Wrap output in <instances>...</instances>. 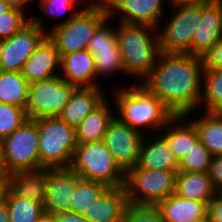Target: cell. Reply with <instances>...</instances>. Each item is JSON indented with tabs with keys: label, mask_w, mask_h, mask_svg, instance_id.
Wrapping results in <instances>:
<instances>
[{
	"label": "cell",
	"mask_w": 222,
	"mask_h": 222,
	"mask_svg": "<svg viewBox=\"0 0 222 222\" xmlns=\"http://www.w3.org/2000/svg\"><path fill=\"white\" fill-rule=\"evenodd\" d=\"M142 83L175 115L188 117L201 106L202 58L191 54L164 53Z\"/></svg>",
	"instance_id": "obj_1"
},
{
	"label": "cell",
	"mask_w": 222,
	"mask_h": 222,
	"mask_svg": "<svg viewBox=\"0 0 222 222\" xmlns=\"http://www.w3.org/2000/svg\"><path fill=\"white\" fill-rule=\"evenodd\" d=\"M119 24L115 33L125 73L145 80L161 54L159 36L154 38L149 34L157 28L145 24Z\"/></svg>",
	"instance_id": "obj_2"
},
{
	"label": "cell",
	"mask_w": 222,
	"mask_h": 222,
	"mask_svg": "<svg viewBox=\"0 0 222 222\" xmlns=\"http://www.w3.org/2000/svg\"><path fill=\"white\" fill-rule=\"evenodd\" d=\"M118 117L133 129L143 132L140 128L168 127L167 123L175 116L146 86L138 84L116 93ZM162 126V127H161Z\"/></svg>",
	"instance_id": "obj_3"
},
{
	"label": "cell",
	"mask_w": 222,
	"mask_h": 222,
	"mask_svg": "<svg viewBox=\"0 0 222 222\" xmlns=\"http://www.w3.org/2000/svg\"><path fill=\"white\" fill-rule=\"evenodd\" d=\"M108 18L105 4L91 3L54 26L47 35L55 43L61 58L70 52L86 50L96 29Z\"/></svg>",
	"instance_id": "obj_4"
},
{
	"label": "cell",
	"mask_w": 222,
	"mask_h": 222,
	"mask_svg": "<svg viewBox=\"0 0 222 222\" xmlns=\"http://www.w3.org/2000/svg\"><path fill=\"white\" fill-rule=\"evenodd\" d=\"M33 120L39 133L40 169L69 168L78 145L76 129L60 117Z\"/></svg>",
	"instance_id": "obj_5"
},
{
	"label": "cell",
	"mask_w": 222,
	"mask_h": 222,
	"mask_svg": "<svg viewBox=\"0 0 222 222\" xmlns=\"http://www.w3.org/2000/svg\"><path fill=\"white\" fill-rule=\"evenodd\" d=\"M70 168L82 179L99 182L109 188L125 184V172L118 166L103 140L78 144Z\"/></svg>",
	"instance_id": "obj_6"
},
{
	"label": "cell",
	"mask_w": 222,
	"mask_h": 222,
	"mask_svg": "<svg viewBox=\"0 0 222 222\" xmlns=\"http://www.w3.org/2000/svg\"><path fill=\"white\" fill-rule=\"evenodd\" d=\"M178 171L162 169L130 168L125 173L124 188L128 203L136 206L156 207L176 190Z\"/></svg>",
	"instance_id": "obj_7"
},
{
	"label": "cell",
	"mask_w": 222,
	"mask_h": 222,
	"mask_svg": "<svg viewBox=\"0 0 222 222\" xmlns=\"http://www.w3.org/2000/svg\"><path fill=\"white\" fill-rule=\"evenodd\" d=\"M39 133L33 119H27L0 142V159L6 174L40 170Z\"/></svg>",
	"instance_id": "obj_8"
},
{
	"label": "cell",
	"mask_w": 222,
	"mask_h": 222,
	"mask_svg": "<svg viewBox=\"0 0 222 222\" xmlns=\"http://www.w3.org/2000/svg\"><path fill=\"white\" fill-rule=\"evenodd\" d=\"M76 88L60 75L30 83L25 107L27 118L59 117Z\"/></svg>",
	"instance_id": "obj_9"
},
{
	"label": "cell",
	"mask_w": 222,
	"mask_h": 222,
	"mask_svg": "<svg viewBox=\"0 0 222 222\" xmlns=\"http://www.w3.org/2000/svg\"><path fill=\"white\" fill-rule=\"evenodd\" d=\"M177 11L160 32L161 52L192 55V40L201 20V4L173 5Z\"/></svg>",
	"instance_id": "obj_10"
},
{
	"label": "cell",
	"mask_w": 222,
	"mask_h": 222,
	"mask_svg": "<svg viewBox=\"0 0 222 222\" xmlns=\"http://www.w3.org/2000/svg\"><path fill=\"white\" fill-rule=\"evenodd\" d=\"M42 20L31 21L13 36L0 40V71L21 72L23 64L47 36Z\"/></svg>",
	"instance_id": "obj_11"
},
{
	"label": "cell",
	"mask_w": 222,
	"mask_h": 222,
	"mask_svg": "<svg viewBox=\"0 0 222 222\" xmlns=\"http://www.w3.org/2000/svg\"><path fill=\"white\" fill-rule=\"evenodd\" d=\"M143 136V133L122 122L117 116L108 125L103 142L125 173L139 162Z\"/></svg>",
	"instance_id": "obj_12"
},
{
	"label": "cell",
	"mask_w": 222,
	"mask_h": 222,
	"mask_svg": "<svg viewBox=\"0 0 222 222\" xmlns=\"http://www.w3.org/2000/svg\"><path fill=\"white\" fill-rule=\"evenodd\" d=\"M109 19L96 29L87 46V50L94 58L96 77L113 74L116 71L125 72L115 27L106 25Z\"/></svg>",
	"instance_id": "obj_13"
},
{
	"label": "cell",
	"mask_w": 222,
	"mask_h": 222,
	"mask_svg": "<svg viewBox=\"0 0 222 222\" xmlns=\"http://www.w3.org/2000/svg\"><path fill=\"white\" fill-rule=\"evenodd\" d=\"M81 177L69 168L46 169V201L44 213L52 215L58 211H69L73 192Z\"/></svg>",
	"instance_id": "obj_14"
},
{
	"label": "cell",
	"mask_w": 222,
	"mask_h": 222,
	"mask_svg": "<svg viewBox=\"0 0 222 222\" xmlns=\"http://www.w3.org/2000/svg\"><path fill=\"white\" fill-rule=\"evenodd\" d=\"M164 0H108L106 7L109 18L120 12V23L145 24L159 28L158 23L163 16ZM115 12V13H114Z\"/></svg>",
	"instance_id": "obj_15"
},
{
	"label": "cell",
	"mask_w": 222,
	"mask_h": 222,
	"mask_svg": "<svg viewBox=\"0 0 222 222\" xmlns=\"http://www.w3.org/2000/svg\"><path fill=\"white\" fill-rule=\"evenodd\" d=\"M222 39V0L201 4V20L192 40V55L202 56Z\"/></svg>",
	"instance_id": "obj_16"
},
{
	"label": "cell",
	"mask_w": 222,
	"mask_h": 222,
	"mask_svg": "<svg viewBox=\"0 0 222 222\" xmlns=\"http://www.w3.org/2000/svg\"><path fill=\"white\" fill-rule=\"evenodd\" d=\"M60 63L61 58L55 43L47 35L23 64L21 74L29 83L46 80L59 76V73L54 72L60 67Z\"/></svg>",
	"instance_id": "obj_17"
},
{
	"label": "cell",
	"mask_w": 222,
	"mask_h": 222,
	"mask_svg": "<svg viewBox=\"0 0 222 222\" xmlns=\"http://www.w3.org/2000/svg\"><path fill=\"white\" fill-rule=\"evenodd\" d=\"M60 67L64 71L61 77L77 88L99 87V84L93 81L96 76L94 58L87 49L62 56Z\"/></svg>",
	"instance_id": "obj_18"
},
{
	"label": "cell",
	"mask_w": 222,
	"mask_h": 222,
	"mask_svg": "<svg viewBox=\"0 0 222 222\" xmlns=\"http://www.w3.org/2000/svg\"><path fill=\"white\" fill-rule=\"evenodd\" d=\"M128 205L124 186L108 188L84 216L90 222H123Z\"/></svg>",
	"instance_id": "obj_19"
},
{
	"label": "cell",
	"mask_w": 222,
	"mask_h": 222,
	"mask_svg": "<svg viewBox=\"0 0 222 222\" xmlns=\"http://www.w3.org/2000/svg\"><path fill=\"white\" fill-rule=\"evenodd\" d=\"M106 99L100 87L76 88L59 117L76 128L81 121Z\"/></svg>",
	"instance_id": "obj_20"
},
{
	"label": "cell",
	"mask_w": 222,
	"mask_h": 222,
	"mask_svg": "<svg viewBox=\"0 0 222 222\" xmlns=\"http://www.w3.org/2000/svg\"><path fill=\"white\" fill-rule=\"evenodd\" d=\"M153 139L154 140L149 139V141H147L143 136L137 166L151 170L162 169L178 171L179 162L171 150L166 138L161 133V135H158Z\"/></svg>",
	"instance_id": "obj_21"
},
{
	"label": "cell",
	"mask_w": 222,
	"mask_h": 222,
	"mask_svg": "<svg viewBox=\"0 0 222 222\" xmlns=\"http://www.w3.org/2000/svg\"><path fill=\"white\" fill-rule=\"evenodd\" d=\"M156 208L161 212L164 222H191L207 218L205 202L183 199L175 193L162 200Z\"/></svg>",
	"instance_id": "obj_22"
},
{
	"label": "cell",
	"mask_w": 222,
	"mask_h": 222,
	"mask_svg": "<svg viewBox=\"0 0 222 222\" xmlns=\"http://www.w3.org/2000/svg\"><path fill=\"white\" fill-rule=\"evenodd\" d=\"M175 194L206 204L217 194L207 172H177Z\"/></svg>",
	"instance_id": "obj_23"
},
{
	"label": "cell",
	"mask_w": 222,
	"mask_h": 222,
	"mask_svg": "<svg viewBox=\"0 0 222 222\" xmlns=\"http://www.w3.org/2000/svg\"><path fill=\"white\" fill-rule=\"evenodd\" d=\"M9 181L14 194L45 205L46 169L12 173Z\"/></svg>",
	"instance_id": "obj_24"
},
{
	"label": "cell",
	"mask_w": 222,
	"mask_h": 222,
	"mask_svg": "<svg viewBox=\"0 0 222 222\" xmlns=\"http://www.w3.org/2000/svg\"><path fill=\"white\" fill-rule=\"evenodd\" d=\"M113 117L109 105L105 100L98 108L89 113L75 128L77 143L85 144L103 140Z\"/></svg>",
	"instance_id": "obj_25"
},
{
	"label": "cell",
	"mask_w": 222,
	"mask_h": 222,
	"mask_svg": "<svg viewBox=\"0 0 222 222\" xmlns=\"http://www.w3.org/2000/svg\"><path fill=\"white\" fill-rule=\"evenodd\" d=\"M182 118L184 119V116H174L167 123L169 130L165 131L166 133L163 132V136L168 141L169 146L178 162H180L192 149V147L199 141L197 130L191 122L187 124H179Z\"/></svg>",
	"instance_id": "obj_26"
},
{
	"label": "cell",
	"mask_w": 222,
	"mask_h": 222,
	"mask_svg": "<svg viewBox=\"0 0 222 222\" xmlns=\"http://www.w3.org/2000/svg\"><path fill=\"white\" fill-rule=\"evenodd\" d=\"M199 140L212 156L222 155V113L205 112L203 117L193 120Z\"/></svg>",
	"instance_id": "obj_27"
},
{
	"label": "cell",
	"mask_w": 222,
	"mask_h": 222,
	"mask_svg": "<svg viewBox=\"0 0 222 222\" xmlns=\"http://www.w3.org/2000/svg\"><path fill=\"white\" fill-rule=\"evenodd\" d=\"M29 84L21 72L0 71V103L25 108Z\"/></svg>",
	"instance_id": "obj_28"
},
{
	"label": "cell",
	"mask_w": 222,
	"mask_h": 222,
	"mask_svg": "<svg viewBox=\"0 0 222 222\" xmlns=\"http://www.w3.org/2000/svg\"><path fill=\"white\" fill-rule=\"evenodd\" d=\"M6 204L10 222H37L44 213V205L18 196L9 190Z\"/></svg>",
	"instance_id": "obj_29"
},
{
	"label": "cell",
	"mask_w": 222,
	"mask_h": 222,
	"mask_svg": "<svg viewBox=\"0 0 222 222\" xmlns=\"http://www.w3.org/2000/svg\"><path fill=\"white\" fill-rule=\"evenodd\" d=\"M108 188L105 184L80 178L73 192L70 211L85 215Z\"/></svg>",
	"instance_id": "obj_30"
},
{
	"label": "cell",
	"mask_w": 222,
	"mask_h": 222,
	"mask_svg": "<svg viewBox=\"0 0 222 222\" xmlns=\"http://www.w3.org/2000/svg\"><path fill=\"white\" fill-rule=\"evenodd\" d=\"M203 84L201 104L205 103V112L222 113V70L204 69Z\"/></svg>",
	"instance_id": "obj_31"
},
{
	"label": "cell",
	"mask_w": 222,
	"mask_h": 222,
	"mask_svg": "<svg viewBox=\"0 0 222 222\" xmlns=\"http://www.w3.org/2000/svg\"><path fill=\"white\" fill-rule=\"evenodd\" d=\"M212 159L210 151L199 140L179 162L180 172H208Z\"/></svg>",
	"instance_id": "obj_32"
},
{
	"label": "cell",
	"mask_w": 222,
	"mask_h": 222,
	"mask_svg": "<svg viewBox=\"0 0 222 222\" xmlns=\"http://www.w3.org/2000/svg\"><path fill=\"white\" fill-rule=\"evenodd\" d=\"M27 119L25 108L0 103V142L11 135Z\"/></svg>",
	"instance_id": "obj_33"
},
{
	"label": "cell",
	"mask_w": 222,
	"mask_h": 222,
	"mask_svg": "<svg viewBox=\"0 0 222 222\" xmlns=\"http://www.w3.org/2000/svg\"><path fill=\"white\" fill-rule=\"evenodd\" d=\"M30 21L26 18L24 11L10 8L0 16V40L18 33Z\"/></svg>",
	"instance_id": "obj_34"
},
{
	"label": "cell",
	"mask_w": 222,
	"mask_h": 222,
	"mask_svg": "<svg viewBox=\"0 0 222 222\" xmlns=\"http://www.w3.org/2000/svg\"><path fill=\"white\" fill-rule=\"evenodd\" d=\"M123 222H164L161 212L153 206H136L129 204Z\"/></svg>",
	"instance_id": "obj_35"
},
{
	"label": "cell",
	"mask_w": 222,
	"mask_h": 222,
	"mask_svg": "<svg viewBox=\"0 0 222 222\" xmlns=\"http://www.w3.org/2000/svg\"><path fill=\"white\" fill-rule=\"evenodd\" d=\"M82 0H41L40 9L50 17H58Z\"/></svg>",
	"instance_id": "obj_36"
},
{
	"label": "cell",
	"mask_w": 222,
	"mask_h": 222,
	"mask_svg": "<svg viewBox=\"0 0 222 222\" xmlns=\"http://www.w3.org/2000/svg\"><path fill=\"white\" fill-rule=\"evenodd\" d=\"M204 69L222 70V39L201 56Z\"/></svg>",
	"instance_id": "obj_37"
},
{
	"label": "cell",
	"mask_w": 222,
	"mask_h": 222,
	"mask_svg": "<svg viewBox=\"0 0 222 222\" xmlns=\"http://www.w3.org/2000/svg\"><path fill=\"white\" fill-rule=\"evenodd\" d=\"M208 176L217 193H222V155L212 156Z\"/></svg>",
	"instance_id": "obj_38"
},
{
	"label": "cell",
	"mask_w": 222,
	"mask_h": 222,
	"mask_svg": "<svg viewBox=\"0 0 222 222\" xmlns=\"http://www.w3.org/2000/svg\"><path fill=\"white\" fill-rule=\"evenodd\" d=\"M206 215L209 222H222V193H217L207 203Z\"/></svg>",
	"instance_id": "obj_39"
},
{
	"label": "cell",
	"mask_w": 222,
	"mask_h": 222,
	"mask_svg": "<svg viewBox=\"0 0 222 222\" xmlns=\"http://www.w3.org/2000/svg\"><path fill=\"white\" fill-rule=\"evenodd\" d=\"M56 222H90L84 215L73 211H58L52 214Z\"/></svg>",
	"instance_id": "obj_40"
},
{
	"label": "cell",
	"mask_w": 222,
	"mask_h": 222,
	"mask_svg": "<svg viewBox=\"0 0 222 222\" xmlns=\"http://www.w3.org/2000/svg\"><path fill=\"white\" fill-rule=\"evenodd\" d=\"M9 190H10L9 175L5 174L0 179V205L6 202Z\"/></svg>",
	"instance_id": "obj_41"
},
{
	"label": "cell",
	"mask_w": 222,
	"mask_h": 222,
	"mask_svg": "<svg viewBox=\"0 0 222 222\" xmlns=\"http://www.w3.org/2000/svg\"><path fill=\"white\" fill-rule=\"evenodd\" d=\"M171 5H178V4H208L215 2L217 0H170Z\"/></svg>",
	"instance_id": "obj_42"
},
{
	"label": "cell",
	"mask_w": 222,
	"mask_h": 222,
	"mask_svg": "<svg viewBox=\"0 0 222 222\" xmlns=\"http://www.w3.org/2000/svg\"><path fill=\"white\" fill-rule=\"evenodd\" d=\"M11 8L19 9L24 11V5L32 0H4Z\"/></svg>",
	"instance_id": "obj_43"
},
{
	"label": "cell",
	"mask_w": 222,
	"mask_h": 222,
	"mask_svg": "<svg viewBox=\"0 0 222 222\" xmlns=\"http://www.w3.org/2000/svg\"><path fill=\"white\" fill-rule=\"evenodd\" d=\"M0 222H10L6 202L0 205Z\"/></svg>",
	"instance_id": "obj_44"
},
{
	"label": "cell",
	"mask_w": 222,
	"mask_h": 222,
	"mask_svg": "<svg viewBox=\"0 0 222 222\" xmlns=\"http://www.w3.org/2000/svg\"><path fill=\"white\" fill-rule=\"evenodd\" d=\"M37 222H56L52 215H48L43 213L41 217L37 220Z\"/></svg>",
	"instance_id": "obj_45"
},
{
	"label": "cell",
	"mask_w": 222,
	"mask_h": 222,
	"mask_svg": "<svg viewBox=\"0 0 222 222\" xmlns=\"http://www.w3.org/2000/svg\"><path fill=\"white\" fill-rule=\"evenodd\" d=\"M11 7L4 1L0 0V16L7 12Z\"/></svg>",
	"instance_id": "obj_46"
},
{
	"label": "cell",
	"mask_w": 222,
	"mask_h": 222,
	"mask_svg": "<svg viewBox=\"0 0 222 222\" xmlns=\"http://www.w3.org/2000/svg\"><path fill=\"white\" fill-rule=\"evenodd\" d=\"M5 171H4V168H3V165H2V161L0 159V179L5 175Z\"/></svg>",
	"instance_id": "obj_47"
},
{
	"label": "cell",
	"mask_w": 222,
	"mask_h": 222,
	"mask_svg": "<svg viewBox=\"0 0 222 222\" xmlns=\"http://www.w3.org/2000/svg\"><path fill=\"white\" fill-rule=\"evenodd\" d=\"M191 222H209V221H208V218H199L196 220H192Z\"/></svg>",
	"instance_id": "obj_48"
},
{
	"label": "cell",
	"mask_w": 222,
	"mask_h": 222,
	"mask_svg": "<svg viewBox=\"0 0 222 222\" xmlns=\"http://www.w3.org/2000/svg\"><path fill=\"white\" fill-rule=\"evenodd\" d=\"M108 0H99L98 2H91V3H99V4H106Z\"/></svg>",
	"instance_id": "obj_49"
}]
</instances>
